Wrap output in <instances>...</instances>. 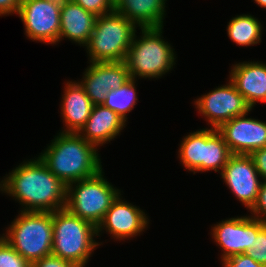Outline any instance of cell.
Here are the masks:
<instances>
[{
	"mask_svg": "<svg viewBox=\"0 0 266 267\" xmlns=\"http://www.w3.org/2000/svg\"><path fill=\"white\" fill-rule=\"evenodd\" d=\"M178 158L185 170L203 173L204 128L190 132L182 139Z\"/></svg>",
	"mask_w": 266,
	"mask_h": 267,
	"instance_id": "cell-22",
	"label": "cell"
},
{
	"mask_svg": "<svg viewBox=\"0 0 266 267\" xmlns=\"http://www.w3.org/2000/svg\"><path fill=\"white\" fill-rule=\"evenodd\" d=\"M137 26L113 11L97 16L91 37L85 46L90 62L125 61Z\"/></svg>",
	"mask_w": 266,
	"mask_h": 267,
	"instance_id": "cell-6",
	"label": "cell"
},
{
	"mask_svg": "<svg viewBox=\"0 0 266 267\" xmlns=\"http://www.w3.org/2000/svg\"><path fill=\"white\" fill-rule=\"evenodd\" d=\"M233 154L223 135L215 128H204L203 172H222Z\"/></svg>",
	"mask_w": 266,
	"mask_h": 267,
	"instance_id": "cell-20",
	"label": "cell"
},
{
	"mask_svg": "<svg viewBox=\"0 0 266 267\" xmlns=\"http://www.w3.org/2000/svg\"><path fill=\"white\" fill-rule=\"evenodd\" d=\"M222 267H266L253 260L246 253L230 256L221 260Z\"/></svg>",
	"mask_w": 266,
	"mask_h": 267,
	"instance_id": "cell-28",
	"label": "cell"
},
{
	"mask_svg": "<svg viewBox=\"0 0 266 267\" xmlns=\"http://www.w3.org/2000/svg\"><path fill=\"white\" fill-rule=\"evenodd\" d=\"M98 150L78 133L59 132L38 156L67 186L93 177L103 169Z\"/></svg>",
	"mask_w": 266,
	"mask_h": 267,
	"instance_id": "cell-2",
	"label": "cell"
},
{
	"mask_svg": "<svg viewBox=\"0 0 266 267\" xmlns=\"http://www.w3.org/2000/svg\"><path fill=\"white\" fill-rule=\"evenodd\" d=\"M65 84L60 104L65 129L60 132L78 133L88 120L94 104L79 81H67Z\"/></svg>",
	"mask_w": 266,
	"mask_h": 267,
	"instance_id": "cell-16",
	"label": "cell"
},
{
	"mask_svg": "<svg viewBox=\"0 0 266 267\" xmlns=\"http://www.w3.org/2000/svg\"><path fill=\"white\" fill-rule=\"evenodd\" d=\"M97 228L66 208L53 212L52 255L85 267L101 244L94 239Z\"/></svg>",
	"mask_w": 266,
	"mask_h": 267,
	"instance_id": "cell-4",
	"label": "cell"
},
{
	"mask_svg": "<svg viewBox=\"0 0 266 267\" xmlns=\"http://www.w3.org/2000/svg\"><path fill=\"white\" fill-rule=\"evenodd\" d=\"M250 156L254 161L262 181H266V147L254 150Z\"/></svg>",
	"mask_w": 266,
	"mask_h": 267,
	"instance_id": "cell-30",
	"label": "cell"
},
{
	"mask_svg": "<svg viewBox=\"0 0 266 267\" xmlns=\"http://www.w3.org/2000/svg\"><path fill=\"white\" fill-rule=\"evenodd\" d=\"M47 1H54V2L63 3V2H66L67 0H47Z\"/></svg>",
	"mask_w": 266,
	"mask_h": 267,
	"instance_id": "cell-33",
	"label": "cell"
},
{
	"mask_svg": "<svg viewBox=\"0 0 266 267\" xmlns=\"http://www.w3.org/2000/svg\"><path fill=\"white\" fill-rule=\"evenodd\" d=\"M20 5L21 0H0V16L18 15Z\"/></svg>",
	"mask_w": 266,
	"mask_h": 267,
	"instance_id": "cell-31",
	"label": "cell"
},
{
	"mask_svg": "<svg viewBox=\"0 0 266 267\" xmlns=\"http://www.w3.org/2000/svg\"><path fill=\"white\" fill-rule=\"evenodd\" d=\"M138 29L142 35L137 38L135 33L125 59L130 77L159 79L176 64L175 49L163 39V27Z\"/></svg>",
	"mask_w": 266,
	"mask_h": 267,
	"instance_id": "cell-3",
	"label": "cell"
},
{
	"mask_svg": "<svg viewBox=\"0 0 266 267\" xmlns=\"http://www.w3.org/2000/svg\"><path fill=\"white\" fill-rule=\"evenodd\" d=\"M167 0H116L114 11L137 27H163Z\"/></svg>",
	"mask_w": 266,
	"mask_h": 267,
	"instance_id": "cell-19",
	"label": "cell"
},
{
	"mask_svg": "<svg viewBox=\"0 0 266 267\" xmlns=\"http://www.w3.org/2000/svg\"><path fill=\"white\" fill-rule=\"evenodd\" d=\"M248 211H251V217L266 223V181L261 182L257 200Z\"/></svg>",
	"mask_w": 266,
	"mask_h": 267,
	"instance_id": "cell-27",
	"label": "cell"
},
{
	"mask_svg": "<svg viewBox=\"0 0 266 267\" xmlns=\"http://www.w3.org/2000/svg\"><path fill=\"white\" fill-rule=\"evenodd\" d=\"M0 191L19 202L20 211L54 212L66 205L67 186L39 156L6 174L0 181Z\"/></svg>",
	"mask_w": 266,
	"mask_h": 267,
	"instance_id": "cell-1",
	"label": "cell"
},
{
	"mask_svg": "<svg viewBox=\"0 0 266 267\" xmlns=\"http://www.w3.org/2000/svg\"><path fill=\"white\" fill-rule=\"evenodd\" d=\"M0 267H31V263L0 238Z\"/></svg>",
	"mask_w": 266,
	"mask_h": 267,
	"instance_id": "cell-24",
	"label": "cell"
},
{
	"mask_svg": "<svg viewBox=\"0 0 266 267\" xmlns=\"http://www.w3.org/2000/svg\"><path fill=\"white\" fill-rule=\"evenodd\" d=\"M31 267H79L75 263L60 257L49 255L31 263Z\"/></svg>",
	"mask_w": 266,
	"mask_h": 267,
	"instance_id": "cell-29",
	"label": "cell"
},
{
	"mask_svg": "<svg viewBox=\"0 0 266 267\" xmlns=\"http://www.w3.org/2000/svg\"><path fill=\"white\" fill-rule=\"evenodd\" d=\"M89 64L79 83L94 105H102L110 90L119 88L131 79L125 61Z\"/></svg>",
	"mask_w": 266,
	"mask_h": 267,
	"instance_id": "cell-13",
	"label": "cell"
},
{
	"mask_svg": "<svg viewBox=\"0 0 266 267\" xmlns=\"http://www.w3.org/2000/svg\"><path fill=\"white\" fill-rule=\"evenodd\" d=\"M258 6L266 9V0H254Z\"/></svg>",
	"mask_w": 266,
	"mask_h": 267,
	"instance_id": "cell-32",
	"label": "cell"
},
{
	"mask_svg": "<svg viewBox=\"0 0 266 267\" xmlns=\"http://www.w3.org/2000/svg\"><path fill=\"white\" fill-rule=\"evenodd\" d=\"M195 108L204 116L210 128L218 129L234 117L248 114L252 108L236 89L233 82L221 85L197 98Z\"/></svg>",
	"mask_w": 266,
	"mask_h": 267,
	"instance_id": "cell-9",
	"label": "cell"
},
{
	"mask_svg": "<svg viewBox=\"0 0 266 267\" xmlns=\"http://www.w3.org/2000/svg\"><path fill=\"white\" fill-rule=\"evenodd\" d=\"M220 175L236 199L250 210L257 200L262 182L252 157L233 154Z\"/></svg>",
	"mask_w": 266,
	"mask_h": 267,
	"instance_id": "cell-11",
	"label": "cell"
},
{
	"mask_svg": "<svg viewBox=\"0 0 266 267\" xmlns=\"http://www.w3.org/2000/svg\"><path fill=\"white\" fill-rule=\"evenodd\" d=\"M146 215L139 206L137 207L125 199L123 200L120 194L97 226V237H100L105 230L116 241L118 239L119 241L129 240L140 235L148 228L150 220Z\"/></svg>",
	"mask_w": 266,
	"mask_h": 267,
	"instance_id": "cell-12",
	"label": "cell"
},
{
	"mask_svg": "<svg viewBox=\"0 0 266 267\" xmlns=\"http://www.w3.org/2000/svg\"><path fill=\"white\" fill-rule=\"evenodd\" d=\"M266 223L251 216L232 217L222 220L211 229L212 239L220 246L221 260L230 256L247 253L254 239Z\"/></svg>",
	"mask_w": 266,
	"mask_h": 267,
	"instance_id": "cell-10",
	"label": "cell"
},
{
	"mask_svg": "<svg viewBox=\"0 0 266 267\" xmlns=\"http://www.w3.org/2000/svg\"><path fill=\"white\" fill-rule=\"evenodd\" d=\"M83 9L96 16L105 15L114 11L113 0H72Z\"/></svg>",
	"mask_w": 266,
	"mask_h": 267,
	"instance_id": "cell-25",
	"label": "cell"
},
{
	"mask_svg": "<svg viewBox=\"0 0 266 267\" xmlns=\"http://www.w3.org/2000/svg\"><path fill=\"white\" fill-rule=\"evenodd\" d=\"M120 194L121 191L107 181L101 170L93 177L67 185L65 208L97 228Z\"/></svg>",
	"mask_w": 266,
	"mask_h": 267,
	"instance_id": "cell-7",
	"label": "cell"
},
{
	"mask_svg": "<svg viewBox=\"0 0 266 267\" xmlns=\"http://www.w3.org/2000/svg\"><path fill=\"white\" fill-rule=\"evenodd\" d=\"M61 3L47 0H21L18 16L26 36L45 44L59 42Z\"/></svg>",
	"mask_w": 266,
	"mask_h": 267,
	"instance_id": "cell-8",
	"label": "cell"
},
{
	"mask_svg": "<svg viewBox=\"0 0 266 267\" xmlns=\"http://www.w3.org/2000/svg\"><path fill=\"white\" fill-rule=\"evenodd\" d=\"M262 24L254 15L242 14L230 19L227 34L231 41L240 46H253L261 43Z\"/></svg>",
	"mask_w": 266,
	"mask_h": 267,
	"instance_id": "cell-21",
	"label": "cell"
},
{
	"mask_svg": "<svg viewBox=\"0 0 266 267\" xmlns=\"http://www.w3.org/2000/svg\"><path fill=\"white\" fill-rule=\"evenodd\" d=\"M247 115L234 117L217 129L232 154L250 155L254 150L266 147V122Z\"/></svg>",
	"mask_w": 266,
	"mask_h": 267,
	"instance_id": "cell-14",
	"label": "cell"
},
{
	"mask_svg": "<svg viewBox=\"0 0 266 267\" xmlns=\"http://www.w3.org/2000/svg\"><path fill=\"white\" fill-rule=\"evenodd\" d=\"M59 42L64 38L86 46L93 32L97 16L72 0L61 3Z\"/></svg>",
	"mask_w": 266,
	"mask_h": 267,
	"instance_id": "cell-17",
	"label": "cell"
},
{
	"mask_svg": "<svg viewBox=\"0 0 266 267\" xmlns=\"http://www.w3.org/2000/svg\"><path fill=\"white\" fill-rule=\"evenodd\" d=\"M136 81V79L131 78L119 88L110 90L102 104L117 113L125 122H127L128 113L134 109L138 101Z\"/></svg>",
	"mask_w": 266,
	"mask_h": 267,
	"instance_id": "cell-23",
	"label": "cell"
},
{
	"mask_svg": "<svg viewBox=\"0 0 266 267\" xmlns=\"http://www.w3.org/2000/svg\"><path fill=\"white\" fill-rule=\"evenodd\" d=\"M246 254L256 262L266 266V225L259 231L252 248Z\"/></svg>",
	"mask_w": 266,
	"mask_h": 267,
	"instance_id": "cell-26",
	"label": "cell"
},
{
	"mask_svg": "<svg viewBox=\"0 0 266 267\" xmlns=\"http://www.w3.org/2000/svg\"><path fill=\"white\" fill-rule=\"evenodd\" d=\"M126 122L114 111L103 105H94L85 125L78 134L97 147L112 141L121 133ZM124 127V128H123Z\"/></svg>",
	"mask_w": 266,
	"mask_h": 267,
	"instance_id": "cell-18",
	"label": "cell"
},
{
	"mask_svg": "<svg viewBox=\"0 0 266 267\" xmlns=\"http://www.w3.org/2000/svg\"><path fill=\"white\" fill-rule=\"evenodd\" d=\"M19 212L2 238L30 263L52 255L53 212Z\"/></svg>",
	"mask_w": 266,
	"mask_h": 267,
	"instance_id": "cell-5",
	"label": "cell"
},
{
	"mask_svg": "<svg viewBox=\"0 0 266 267\" xmlns=\"http://www.w3.org/2000/svg\"><path fill=\"white\" fill-rule=\"evenodd\" d=\"M229 73V79L252 109L257 102L266 103V63L236 62Z\"/></svg>",
	"mask_w": 266,
	"mask_h": 267,
	"instance_id": "cell-15",
	"label": "cell"
}]
</instances>
